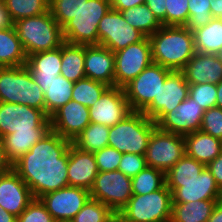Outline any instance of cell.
Masks as SVG:
<instances>
[{"instance_id": "15", "label": "cell", "mask_w": 222, "mask_h": 222, "mask_svg": "<svg viewBox=\"0 0 222 222\" xmlns=\"http://www.w3.org/2000/svg\"><path fill=\"white\" fill-rule=\"evenodd\" d=\"M56 222H70L90 199L89 190L67 186L39 198Z\"/></svg>"}, {"instance_id": "6", "label": "cell", "mask_w": 222, "mask_h": 222, "mask_svg": "<svg viewBox=\"0 0 222 222\" xmlns=\"http://www.w3.org/2000/svg\"><path fill=\"white\" fill-rule=\"evenodd\" d=\"M110 9L111 0H88L78 14L62 27L65 42L98 45L99 21Z\"/></svg>"}, {"instance_id": "24", "label": "cell", "mask_w": 222, "mask_h": 222, "mask_svg": "<svg viewBox=\"0 0 222 222\" xmlns=\"http://www.w3.org/2000/svg\"><path fill=\"white\" fill-rule=\"evenodd\" d=\"M185 155L207 166L222 152V140L202 131L184 135Z\"/></svg>"}, {"instance_id": "29", "label": "cell", "mask_w": 222, "mask_h": 222, "mask_svg": "<svg viewBox=\"0 0 222 222\" xmlns=\"http://www.w3.org/2000/svg\"><path fill=\"white\" fill-rule=\"evenodd\" d=\"M27 56L13 27L0 30V67L25 66Z\"/></svg>"}, {"instance_id": "40", "label": "cell", "mask_w": 222, "mask_h": 222, "mask_svg": "<svg viewBox=\"0 0 222 222\" xmlns=\"http://www.w3.org/2000/svg\"><path fill=\"white\" fill-rule=\"evenodd\" d=\"M210 0H189V18L185 27L191 32L208 24L212 19Z\"/></svg>"}, {"instance_id": "25", "label": "cell", "mask_w": 222, "mask_h": 222, "mask_svg": "<svg viewBox=\"0 0 222 222\" xmlns=\"http://www.w3.org/2000/svg\"><path fill=\"white\" fill-rule=\"evenodd\" d=\"M42 88L45 100V112L50 117L72 98L74 82L59 75L49 80H35Z\"/></svg>"}, {"instance_id": "57", "label": "cell", "mask_w": 222, "mask_h": 222, "mask_svg": "<svg viewBox=\"0 0 222 222\" xmlns=\"http://www.w3.org/2000/svg\"><path fill=\"white\" fill-rule=\"evenodd\" d=\"M219 56L222 58V49H221V51H220V53H219Z\"/></svg>"}, {"instance_id": "12", "label": "cell", "mask_w": 222, "mask_h": 222, "mask_svg": "<svg viewBox=\"0 0 222 222\" xmlns=\"http://www.w3.org/2000/svg\"><path fill=\"white\" fill-rule=\"evenodd\" d=\"M51 129L50 117L44 110L24 104L0 102V138L14 131Z\"/></svg>"}, {"instance_id": "11", "label": "cell", "mask_w": 222, "mask_h": 222, "mask_svg": "<svg viewBox=\"0 0 222 222\" xmlns=\"http://www.w3.org/2000/svg\"><path fill=\"white\" fill-rule=\"evenodd\" d=\"M146 36L129 25L120 11L110 9L99 21L98 45L112 52L142 41Z\"/></svg>"}, {"instance_id": "7", "label": "cell", "mask_w": 222, "mask_h": 222, "mask_svg": "<svg viewBox=\"0 0 222 222\" xmlns=\"http://www.w3.org/2000/svg\"><path fill=\"white\" fill-rule=\"evenodd\" d=\"M131 222H170L172 193L166 184L146 195H132L120 211Z\"/></svg>"}, {"instance_id": "37", "label": "cell", "mask_w": 222, "mask_h": 222, "mask_svg": "<svg viewBox=\"0 0 222 222\" xmlns=\"http://www.w3.org/2000/svg\"><path fill=\"white\" fill-rule=\"evenodd\" d=\"M206 166L184 155L166 174V181H190L199 176Z\"/></svg>"}, {"instance_id": "52", "label": "cell", "mask_w": 222, "mask_h": 222, "mask_svg": "<svg viewBox=\"0 0 222 222\" xmlns=\"http://www.w3.org/2000/svg\"><path fill=\"white\" fill-rule=\"evenodd\" d=\"M207 222H222V200L215 204Z\"/></svg>"}, {"instance_id": "18", "label": "cell", "mask_w": 222, "mask_h": 222, "mask_svg": "<svg viewBox=\"0 0 222 222\" xmlns=\"http://www.w3.org/2000/svg\"><path fill=\"white\" fill-rule=\"evenodd\" d=\"M204 109L189 96L178 107L168 112L158 123L157 127L165 132L186 135L199 131Z\"/></svg>"}, {"instance_id": "19", "label": "cell", "mask_w": 222, "mask_h": 222, "mask_svg": "<svg viewBox=\"0 0 222 222\" xmlns=\"http://www.w3.org/2000/svg\"><path fill=\"white\" fill-rule=\"evenodd\" d=\"M89 108L70 100L50 116L51 130L73 141L89 124Z\"/></svg>"}, {"instance_id": "33", "label": "cell", "mask_w": 222, "mask_h": 222, "mask_svg": "<svg viewBox=\"0 0 222 222\" xmlns=\"http://www.w3.org/2000/svg\"><path fill=\"white\" fill-rule=\"evenodd\" d=\"M120 12L129 25L139 30L146 37H150L162 26V23L146 4L134 6Z\"/></svg>"}, {"instance_id": "56", "label": "cell", "mask_w": 222, "mask_h": 222, "mask_svg": "<svg viewBox=\"0 0 222 222\" xmlns=\"http://www.w3.org/2000/svg\"><path fill=\"white\" fill-rule=\"evenodd\" d=\"M216 106L222 108V80L217 84Z\"/></svg>"}, {"instance_id": "30", "label": "cell", "mask_w": 222, "mask_h": 222, "mask_svg": "<svg viewBox=\"0 0 222 222\" xmlns=\"http://www.w3.org/2000/svg\"><path fill=\"white\" fill-rule=\"evenodd\" d=\"M195 51L218 54L222 49V19L213 18L208 24L193 31Z\"/></svg>"}, {"instance_id": "16", "label": "cell", "mask_w": 222, "mask_h": 222, "mask_svg": "<svg viewBox=\"0 0 222 222\" xmlns=\"http://www.w3.org/2000/svg\"><path fill=\"white\" fill-rule=\"evenodd\" d=\"M166 186L172 193V203L222 200V191L207 167L193 180L166 181Z\"/></svg>"}, {"instance_id": "34", "label": "cell", "mask_w": 222, "mask_h": 222, "mask_svg": "<svg viewBox=\"0 0 222 222\" xmlns=\"http://www.w3.org/2000/svg\"><path fill=\"white\" fill-rule=\"evenodd\" d=\"M132 195H146L161 189L166 184L165 173L157 168L146 166L131 178Z\"/></svg>"}, {"instance_id": "49", "label": "cell", "mask_w": 222, "mask_h": 222, "mask_svg": "<svg viewBox=\"0 0 222 222\" xmlns=\"http://www.w3.org/2000/svg\"><path fill=\"white\" fill-rule=\"evenodd\" d=\"M142 4H145V0H111V8L117 11H123Z\"/></svg>"}, {"instance_id": "38", "label": "cell", "mask_w": 222, "mask_h": 222, "mask_svg": "<svg viewBox=\"0 0 222 222\" xmlns=\"http://www.w3.org/2000/svg\"><path fill=\"white\" fill-rule=\"evenodd\" d=\"M113 213L107 205L90 198L70 222H108Z\"/></svg>"}, {"instance_id": "3", "label": "cell", "mask_w": 222, "mask_h": 222, "mask_svg": "<svg viewBox=\"0 0 222 222\" xmlns=\"http://www.w3.org/2000/svg\"><path fill=\"white\" fill-rule=\"evenodd\" d=\"M26 56L57 49L65 42L62 27L50 11L14 23Z\"/></svg>"}, {"instance_id": "46", "label": "cell", "mask_w": 222, "mask_h": 222, "mask_svg": "<svg viewBox=\"0 0 222 222\" xmlns=\"http://www.w3.org/2000/svg\"><path fill=\"white\" fill-rule=\"evenodd\" d=\"M146 166L147 164L145 155L123 153L122 159L118 167V171H121L124 175L133 178Z\"/></svg>"}, {"instance_id": "28", "label": "cell", "mask_w": 222, "mask_h": 222, "mask_svg": "<svg viewBox=\"0 0 222 222\" xmlns=\"http://www.w3.org/2000/svg\"><path fill=\"white\" fill-rule=\"evenodd\" d=\"M85 45L64 42L61 46V73L67 80L77 82L86 78Z\"/></svg>"}, {"instance_id": "55", "label": "cell", "mask_w": 222, "mask_h": 222, "mask_svg": "<svg viewBox=\"0 0 222 222\" xmlns=\"http://www.w3.org/2000/svg\"><path fill=\"white\" fill-rule=\"evenodd\" d=\"M108 222H131L120 212H114Z\"/></svg>"}, {"instance_id": "35", "label": "cell", "mask_w": 222, "mask_h": 222, "mask_svg": "<svg viewBox=\"0 0 222 222\" xmlns=\"http://www.w3.org/2000/svg\"><path fill=\"white\" fill-rule=\"evenodd\" d=\"M3 2L14 23L49 11V0H3Z\"/></svg>"}, {"instance_id": "5", "label": "cell", "mask_w": 222, "mask_h": 222, "mask_svg": "<svg viewBox=\"0 0 222 222\" xmlns=\"http://www.w3.org/2000/svg\"><path fill=\"white\" fill-rule=\"evenodd\" d=\"M157 124L142 112L132 111L110 127L108 146L120 153L145 155L149 138Z\"/></svg>"}, {"instance_id": "32", "label": "cell", "mask_w": 222, "mask_h": 222, "mask_svg": "<svg viewBox=\"0 0 222 222\" xmlns=\"http://www.w3.org/2000/svg\"><path fill=\"white\" fill-rule=\"evenodd\" d=\"M110 127L90 123L73 141L72 144L81 151L95 153L108 146Z\"/></svg>"}, {"instance_id": "44", "label": "cell", "mask_w": 222, "mask_h": 222, "mask_svg": "<svg viewBox=\"0 0 222 222\" xmlns=\"http://www.w3.org/2000/svg\"><path fill=\"white\" fill-rule=\"evenodd\" d=\"M17 222H56L40 199L34 198L17 217Z\"/></svg>"}, {"instance_id": "53", "label": "cell", "mask_w": 222, "mask_h": 222, "mask_svg": "<svg viewBox=\"0 0 222 222\" xmlns=\"http://www.w3.org/2000/svg\"><path fill=\"white\" fill-rule=\"evenodd\" d=\"M210 2L212 17L222 19V0H210Z\"/></svg>"}, {"instance_id": "36", "label": "cell", "mask_w": 222, "mask_h": 222, "mask_svg": "<svg viewBox=\"0 0 222 222\" xmlns=\"http://www.w3.org/2000/svg\"><path fill=\"white\" fill-rule=\"evenodd\" d=\"M109 87L89 78L78 80L74 82L71 100L90 108Z\"/></svg>"}, {"instance_id": "4", "label": "cell", "mask_w": 222, "mask_h": 222, "mask_svg": "<svg viewBox=\"0 0 222 222\" xmlns=\"http://www.w3.org/2000/svg\"><path fill=\"white\" fill-rule=\"evenodd\" d=\"M0 102L24 104L45 111L42 88L26 66L0 67Z\"/></svg>"}, {"instance_id": "9", "label": "cell", "mask_w": 222, "mask_h": 222, "mask_svg": "<svg viewBox=\"0 0 222 222\" xmlns=\"http://www.w3.org/2000/svg\"><path fill=\"white\" fill-rule=\"evenodd\" d=\"M89 193L91 199L102 202L113 212H120L132 197L131 178L118 170L99 171Z\"/></svg>"}, {"instance_id": "17", "label": "cell", "mask_w": 222, "mask_h": 222, "mask_svg": "<svg viewBox=\"0 0 222 222\" xmlns=\"http://www.w3.org/2000/svg\"><path fill=\"white\" fill-rule=\"evenodd\" d=\"M131 112L123 88L109 87L89 108L90 122L112 127Z\"/></svg>"}, {"instance_id": "47", "label": "cell", "mask_w": 222, "mask_h": 222, "mask_svg": "<svg viewBox=\"0 0 222 222\" xmlns=\"http://www.w3.org/2000/svg\"><path fill=\"white\" fill-rule=\"evenodd\" d=\"M145 4L154 13L162 25L166 26L165 0H145Z\"/></svg>"}, {"instance_id": "45", "label": "cell", "mask_w": 222, "mask_h": 222, "mask_svg": "<svg viewBox=\"0 0 222 222\" xmlns=\"http://www.w3.org/2000/svg\"><path fill=\"white\" fill-rule=\"evenodd\" d=\"M94 154L98 170L100 172L116 171L118 170L123 154L117 149L106 146Z\"/></svg>"}, {"instance_id": "43", "label": "cell", "mask_w": 222, "mask_h": 222, "mask_svg": "<svg viewBox=\"0 0 222 222\" xmlns=\"http://www.w3.org/2000/svg\"><path fill=\"white\" fill-rule=\"evenodd\" d=\"M200 131L222 140V108L215 106L204 111Z\"/></svg>"}, {"instance_id": "8", "label": "cell", "mask_w": 222, "mask_h": 222, "mask_svg": "<svg viewBox=\"0 0 222 222\" xmlns=\"http://www.w3.org/2000/svg\"><path fill=\"white\" fill-rule=\"evenodd\" d=\"M185 155L184 136L156 127L148 141L146 164L165 174Z\"/></svg>"}, {"instance_id": "41", "label": "cell", "mask_w": 222, "mask_h": 222, "mask_svg": "<svg viewBox=\"0 0 222 222\" xmlns=\"http://www.w3.org/2000/svg\"><path fill=\"white\" fill-rule=\"evenodd\" d=\"M189 97L204 110L216 106L217 85L212 83L189 84Z\"/></svg>"}, {"instance_id": "31", "label": "cell", "mask_w": 222, "mask_h": 222, "mask_svg": "<svg viewBox=\"0 0 222 222\" xmlns=\"http://www.w3.org/2000/svg\"><path fill=\"white\" fill-rule=\"evenodd\" d=\"M218 201L220 200L172 203V216L170 222H207Z\"/></svg>"}, {"instance_id": "1", "label": "cell", "mask_w": 222, "mask_h": 222, "mask_svg": "<svg viewBox=\"0 0 222 222\" xmlns=\"http://www.w3.org/2000/svg\"><path fill=\"white\" fill-rule=\"evenodd\" d=\"M72 141L50 130L13 164V170L34 198L69 186L68 159Z\"/></svg>"}, {"instance_id": "10", "label": "cell", "mask_w": 222, "mask_h": 222, "mask_svg": "<svg viewBox=\"0 0 222 222\" xmlns=\"http://www.w3.org/2000/svg\"><path fill=\"white\" fill-rule=\"evenodd\" d=\"M172 71L152 63L123 87L132 111L142 112L157 97L161 85Z\"/></svg>"}, {"instance_id": "14", "label": "cell", "mask_w": 222, "mask_h": 222, "mask_svg": "<svg viewBox=\"0 0 222 222\" xmlns=\"http://www.w3.org/2000/svg\"><path fill=\"white\" fill-rule=\"evenodd\" d=\"M189 96V83L181 71H172L158 91L157 97L142 111L156 124Z\"/></svg>"}, {"instance_id": "48", "label": "cell", "mask_w": 222, "mask_h": 222, "mask_svg": "<svg viewBox=\"0 0 222 222\" xmlns=\"http://www.w3.org/2000/svg\"><path fill=\"white\" fill-rule=\"evenodd\" d=\"M206 167L208 168L212 176L215 178L216 184L222 191V152Z\"/></svg>"}, {"instance_id": "54", "label": "cell", "mask_w": 222, "mask_h": 222, "mask_svg": "<svg viewBox=\"0 0 222 222\" xmlns=\"http://www.w3.org/2000/svg\"><path fill=\"white\" fill-rule=\"evenodd\" d=\"M0 222H17V217L0 206Z\"/></svg>"}, {"instance_id": "26", "label": "cell", "mask_w": 222, "mask_h": 222, "mask_svg": "<svg viewBox=\"0 0 222 222\" xmlns=\"http://www.w3.org/2000/svg\"><path fill=\"white\" fill-rule=\"evenodd\" d=\"M25 66L34 80H49L59 76L61 73V47L27 56Z\"/></svg>"}, {"instance_id": "20", "label": "cell", "mask_w": 222, "mask_h": 222, "mask_svg": "<svg viewBox=\"0 0 222 222\" xmlns=\"http://www.w3.org/2000/svg\"><path fill=\"white\" fill-rule=\"evenodd\" d=\"M34 199L30 188L12 169L0 175V206L18 217Z\"/></svg>"}, {"instance_id": "22", "label": "cell", "mask_w": 222, "mask_h": 222, "mask_svg": "<svg viewBox=\"0 0 222 222\" xmlns=\"http://www.w3.org/2000/svg\"><path fill=\"white\" fill-rule=\"evenodd\" d=\"M84 67L86 78L114 87V52L100 45H85Z\"/></svg>"}, {"instance_id": "50", "label": "cell", "mask_w": 222, "mask_h": 222, "mask_svg": "<svg viewBox=\"0 0 222 222\" xmlns=\"http://www.w3.org/2000/svg\"><path fill=\"white\" fill-rule=\"evenodd\" d=\"M14 22L11 20L8 10L3 0L0 1V30L13 27Z\"/></svg>"}, {"instance_id": "2", "label": "cell", "mask_w": 222, "mask_h": 222, "mask_svg": "<svg viewBox=\"0 0 222 222\" xmlns=\"http://www.w3.org/2000/svg\"><path fill=\"white\" fill-rule=\"evenodd\" d=\"M149 38L153 63L181 71L195 54L194 35L185 26L162 25Z\"/></svg>"}, {"instance_id": "27", "label": "cell", "mask_w": 222, "mask_h": 222, "mask_svg": "<svg viewBox=\"0 0 222 222\" xmlns=\"http://www.w3.org/2000/svg\"><path fill=\"white\" fill-rule=\"evenodd\" d=\"M51 129H33V131H14L2 137L6 157L14 164L31 147L41 140Z\"/></svg>"}, {"instance_id": "42", "label": "cell", "mask_w": 222, "mask_h": 222, "mask_svg": "<svg viewBox=\"0 0 222 222\" xmlns=\"http://www.w3.org/2000/svg\"><path fill=\"white\" fill-rule=\"evenodd\" d=\"M189 0H165L166 26H185L189 18Z\"/></svg>"}, {"instance_id": "39", "label": "cell", "mask_w": 222, "mask_h": 222, "mask_svg": "<svg viewBox=\"0 0 222 222\" xmlns=\"http://www.w3.org/2000/svg\"><path fill=\"white\" fill-rule=\"evenodd\" d=\"M88 0H49V11L63 27L69 20L75 17Z\"/></svg>"}, {"instance_id": "51", "label": "cell", "mask_w": 222, "mask_h": 222, "mask_svg": "<svg viewBox=\"0 0 222 222\" xmlns=\"http://www.w3.org/2000/svg\"><path fill=\"white\" fill-rule=\"evenodd\" d=\"M13 169V164L6 157L2 139L0 138V175Z\"/></svg>"}, {"instance_id": "23", "label": "cell", "mask_w": 222, "mask_h": 222, "mask_svg": "<svg viewBox=\"0 0 222 222\" xmlns=\"http://www.w3.org/2000/svg\"><path fill=\"white\" fill-rule=\"evenodd\" d=\"M98 173L94 154L81 151L71 144L67 171L69 186L90 190Z\"/></svg>"}, {"instance_id": "13", "label": "cell", "mask_w": 222, "mask_h": 222, "mask_svg": "<svg viewBox=\"0 0 222 222\" xmlns=\"http://www.w3.org/2000/svg\"><path fill=\"white\" fill-rule=\"evenodd\" d=\"M114 86L123 88L153 63L151 44L148 37L130 44L125 49L114 52Z\"/></svg>"}, {"instance_id": "21", "label": "cell", "mask_w": 222, "mask_h": 222, "mask_svg": "<svg viewBox=\"0 0 222 222\" xmlns=\"http://www.w3.org/2000/svg\"><path fill=\"white\" fill-rule=\"evenodd\" d=\"M181 72L189 84L217 85L222 80V58L218 54L195 52Z\"/></svg>"}]
</instances>
